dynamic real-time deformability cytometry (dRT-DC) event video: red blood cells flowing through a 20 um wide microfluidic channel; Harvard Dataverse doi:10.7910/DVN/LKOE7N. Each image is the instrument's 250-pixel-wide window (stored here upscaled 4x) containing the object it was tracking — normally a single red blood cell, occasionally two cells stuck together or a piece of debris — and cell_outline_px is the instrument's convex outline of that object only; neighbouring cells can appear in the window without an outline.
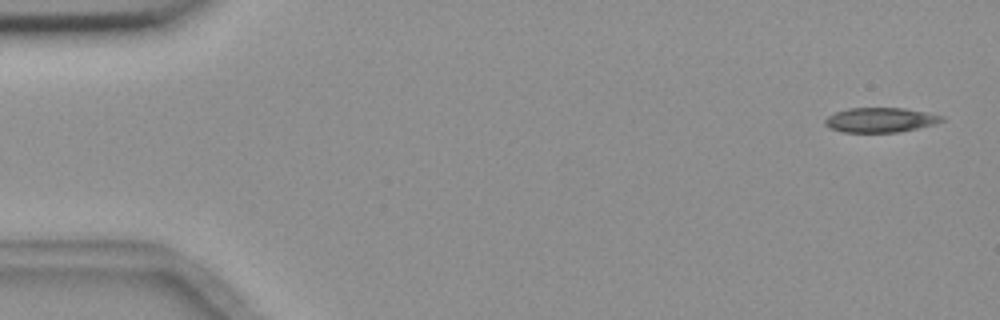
{"species": "common noctule bat (a hibernating species)", "species_latin": "Nyctalus noctula", "temperature_condition": "room temperature", "stored_images_in_passage": 5, "camera_frame_rate_fps": 3000, "um_per_image_px": 0.085, "animal": {"sex": "female", "body_mass_g": 18.4}, "frame": {"image": 1, "passage_image": 1, "time_ms": 0.0, "image_size_px": [1000, 320], "cell_outline_px": [[944, 120], [936, 124], [900, 132], [844, 132], [828, 128], [824, 124], [824, 120], [828, 116], [836, 112], [848, 108], [904, 108], [944, 116]], "centroid_in_image_um": [74.82, 10.2], "position_along_channel_um": 10.2, "area_um2": 16.82}}